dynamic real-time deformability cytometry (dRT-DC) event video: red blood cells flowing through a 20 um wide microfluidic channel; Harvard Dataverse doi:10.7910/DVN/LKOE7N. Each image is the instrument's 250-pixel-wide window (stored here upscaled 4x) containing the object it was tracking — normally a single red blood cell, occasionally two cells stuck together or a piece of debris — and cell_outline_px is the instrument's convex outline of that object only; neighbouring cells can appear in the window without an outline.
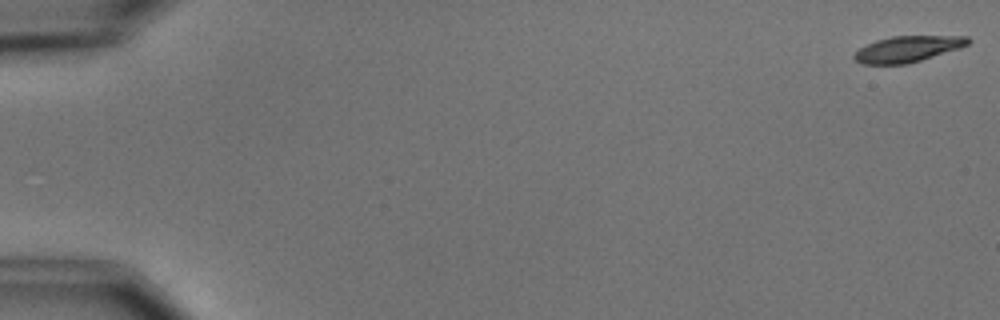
{"species": "common noctule bat (a hibernating species)", "species_latin": "Nyctalus noctula", "temperature_condition": "cold", "stored_images_in_passage": 4, "camera_frame_rate_fps": 3000, "um_per_image_px": 0.085, "animal": {"sex": "male", "body_mass_g": 15.6}, "frame": {"image": 1, "passage_image": 1, "time_ms": 0.0, "image_size_px": [1000, 320], "cell_outline_px": [[972, 40], [968, 44], [960, 48], [908, 64], [864, 64], [856, 60], [852, 56], [860, 48], [876, 40], [892, 36], [968, 36]], "centroid_in_image_um": [77.18, 4.16], "position_along_channel_um": 7.8, "area_um2": 17.17}}